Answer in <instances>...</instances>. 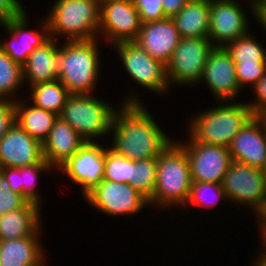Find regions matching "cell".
Masks as SVG:
<instances>
[{"label": "cell", "mask_w": 266, "mask_h": 266, "mask_svg": "<svg viewBox=\"0 0 266 266\" xmlns=\"http://www.w3.org/2000/svg\"><path fill=\"white\" fill-rule=\"evenodd\" d=\"M132 94V95H131ZM114 112L112 146L116 153L130 160L158 158L174 140L142 104L138 93L130 92Z\"/></svg>", "instance_id": "cell-1"}, {"label": "cell", "mask_w": 266, "mask_h": 266, "mask_svg": "<svg viewBox=\"0 0 266 266\" xmlns=\"http://www.w3.org/2000/svg\"><path fill=\"white\" fill-rule=\"evenodd\" d=\"M241 101H215L216 107L191 114L186 132L200 143L229 148L238 132L254 117L247 101Z\"/></svg>", "instance_id": "cell-2"}, {"label": "cell", "mask_w": 266, "mask_h": 266, "mask_svg": "<svg viewBox=\"0 0 266 266\" xmlns=\"http://www.w3.org/2000/svg\"><path fill=\"white\" fill-rule=\"evenodd\" d=\"M100 39L60 43L58 80L70 94H94L101 75ZM101 54V55H100ZM97 82V83H96Z\"/></svg>", "instance_id": "cell-3"}, {"label": "cell", "mask_w": 266, "mask_h": 266, "mask_svg": "<svg viewBox=\"0 0 266 266\" xmlns=\"http://www.w3.org/2000/svg\"><path fill=\"white\" fill-rule=\"evenodd\" d=\"M191 184L186 151L174 139L157 158L156 185L148 204L158 209H180L188 200Z\"/></svg>", "instance_id": "cell-4"}, {"label": "cell", "mask_w": 266, "mask_h": 266, "mask_svg": "<svg viewBox=\"0 0 266 266\" xmlns=\"http://www.w3.org/2000/svg\"><path fill=\"white\" fill-rule=\"evenodd\" d=\"M101 0H55L46 20L50 38L66 41L99 39ZM64 36V37H63Z\"/></svg>", "instance_id": "cell-5"}, {"label": "cell", "mask_w": 266, "mask_h": 266, "mask_svg": "<svg viewBox=\"0 0 266 266\" xmlns=\"http://www.w3.org/2000/svg\"><path fill=\"white\" fill-rule=\"evenodd\" d=\"M100 99L95 94H70L58 117L68 123L85 141L97 142L110 133L117 109L106 100Z\"/></svg>", "instance_id": "cell-6"}, {"label": "cell", "mask_w": 266, "mask_h": 266, "mask_svg": "<svg viewBox=\"0 0 266 266\" xmlns=\"http://www.w3.org/2000/svg\"><path fill=\"white\" fill-rule=\"evenodd\" d=\"M213 49L214 46L208 38H181L166 65L169 86L199 85L208 56Z\"/></svg>", "instance_id": "cell-7"}, {"label": "cell", "mask_w": 266, "mask_h": 266, "mask_svg": "<svg viewBox=\"0 0 266 266\" xmlns=\"http://www.w3.org/2000/svg\"><path fill=\"white\" fill-rule=\"evenodd\" d=\"M112 47L121 59V65L137 85L155 95L169 93L171 88L164 64L152 58L134 41L116 43Z\"/></svg>", "instance_id": "cell-8"}, {"label": "cell", "mask_w": 266, "mask_h": 266, "mask_svg": "<svg viewBox=\"0 0 266 266\" xmlns=\"http://www.w3.org/2000/svg\"><path fill=\"white\" fill-rule=\"evenodd\" d=\"M247 1V9H243L239 1L210 0L209 37L214 47H225L231 41L247 34L251 26L248 13L254 17L253 0ZM252 1V2H251Z\"/></svg>", "instance_id": "cell-9"}, {"label": "cell", "mask_w": 266, "mask_h": 266, "mask_svg": "<svg viewBox=\"0 0 266 266\" xmlns=\"http://www.w3.org/2000/svg\"><path fill=\"white\" fill-rule=\"evenodd\" d=\"M228 202L249 208L253 213L266 197V177L262 169L232 161L222 182ZM241 205V206H240Z\"/></svg>", "instance_id": "cell-10"}, {"label": "cell", "mask_w": 266, "mask_h": 266, "mask_svg": "<svg viewBox=\"0 0 266 266\" xmlns=\"http://www.w3.org/2000/svg\"><path fill=\"white\" fill-rule=\"evenodd\" d=\"M187 137L185 142H177L186 151L192 181L222 184L233 161L229 148L200 143L189 134Z\"/></svg>", "instance_id": "cell-11"}, {"label": "cell", "mask_w": 266, "mask_h": 266, "mask_svg": "<svg viewBox=\"0 0 266 266\" xmlns=\"http://www.w3.org/2000/svg\"><path fill=\"white\" fill-rule=\"evenodd\" d=\"M84 200L94 209L110 216H134L149 206L130 184L103 180Z\"/></svg>", "instance_id": "cell-12"}, {"label": "cell", "mask_w": 266, "mask_h": 266, "mask_svg": "<svg viewBox=\"0 0 266 266\" xmlns=\"http://www.w3.org/2000/svg\"><path fill=\"white\" fill-rule=\"evenodd\" d=\"M141 29L139 13L133 2L101 0L99 35L110 45L135 41Z\"/></svg>", "instance_id": "cell-13"}, {"label": "cell", "mask_w": 266, "mask_h": 266, "mask_svg": "<svg viewBox=\"0 0 266 266\" xmlns=\"http://www.w3.org/2000/svg\"><path fill=\"white\" fill-rule=\"evenodd\" d=\"M105 150L99 141L87 142L58 170L80 187L84 198L103 181Z\"/></svg>", "instance_id": "cell-14"}, {"label": "cell", "mask_w": 266, "mask_h": 266, "mask_svg": "<svg viewBox=\"0 0 266 266\" xmlns=\"http://www.w3.org/2000/svg\"><path fill=\"white\" fill-rule=\"evenodd\" d=\"M28 12L22 16L0 24L8 39L0 41V48L17 64L23 66L29 55L50 39L46 17L40 29H29ZM10 35V36H9Z\"/></svg>", "instance_id": "cell-15"}, {"label": "cell", "mask_w": 266, "mask_h": 266, "mask_svg": "<svg viewBox=\"0 0 266 266\" xmlns=\"http://www.w3.org/2000/svg\"><path fill=\"white\" fill-rule=\"evenodd\" d=\"M205 82L216 101H236L241 96L235 63L224 47H214L208 56L200 82Z\"/></svg>", "instance_id": "cell-16"}, {"label": "cell", "mask_w": 266, "mask_h": 266, "mask_svg": "<svg viewBox=\"0 0 266 266\" xmlns=\"http://www.w3.org/2000/svg\"><path fill=\"white\" fill-rule=\"evenodd\" d=\"M43 160L42 143L15 121L0 139V168L32 166Z\"/></svg>", "instance_id": "cell-17"}, {"label": "cell", "mask_w": 266, "mask_h": 266, "mask_svg": "<svg viewBox=\"0 0 266 266\" xmlns=\"http://www.w3.org/2000/svg\"><path fill=\"white\" fill-rule=\"evenodd\" d=\"M180 40L181 36L174 21L165 18L141 24L140 32L134 42L152 58L166 66Z\"/></svg>", "instance_id": "cell-18"}, {"label": "cell", "mask_w": 266, "mask_h": 266, "mask_svg": "<svg viewBox=\"0 0 266 266\" xmlns=\"http://www.w3.org/2000/svg\"><path fill=\"white\" fill-rule=\"evenodd\" d=\"M233 161L262 169L266 162V135L253 117L235 136L229 146Z\"/></svg>", "instance_id": "cell-19"}, {"label": "cell", "mask_w": 266, "mask_h": 266, "mask_svg": "<svg viewBox=\"0 0 266 266\" xmlns=\"http://www.w3.org/2000/svg\"><path fill=\"white\" fill-rule=\"evenodd\" d=\"M84 143L85 140L68 123L58 117L49 136L42 143L43 158L54 170H58Z\"/></svg>", "instance_id": "cell-20"}, {"label": "cell", "mask_w": 266, "mask_h": 266, "mask_svg": "<svg viewBox=\"0 0 266 266\" xmlns=\"http://www.w3.org/2000/svg\"><path fill=\"white\" fill-rule=\"evenodd\" d=\"M60 42L50 38L41 47L36 48L22 66L24 85L33 86L39 83L52 82L58 79L60 69Z\"/></svg>", "instance_id": "cell-21"}, {"label": "cell", "mask_w": 266, "mask_h": 266, "mask_svg": "<svg viewBox=\"0 0 266 266\" xmlns=\"http://www.w3.org/2000/svg\"><path fill=\"white\" fill-rule=\"evenodd\" d=\"M40 238L29 235L0 240V266H40L48 258Z\"/></svg>", "instance_id": "cell-22"}, {"label": "cell", "mask_w": 266, "mask_h": 266, "mask_svg": "<svg viewBox=\"0 0 266 266\" xmlns=\"http://www.w3.org/2000/svg\"><path fill=\"white\" fill-rule=\"evenodd\" d=\"M41 207L28 202L23 208L0 216V240L18 239L29 235H40Z\"/></svg>", "instance_id": "cell-23"}, {"label": "cell", "mask_w": 266, "mask_h": 266, "mask_svg": "<svg viewBox=\"0 0 266 266\" xmlns=\"http://www.w3.org/2000/svg\"><path fill=\"white\" fill-rule=\"evenodd\" d=\"M171 19L181 38H208L210 0H189Z\"/></svg>", "instance_id": "cell-24"}, {"label": "cell", "mask_w": 266, "mask_h": 266, "mask_svg": "<svg viewBox=\"0 0 266 266\" xmlns=\"http://www.w3.org/2000/svg\"><path fill=\"white\" fill-rule=\"evenodd\" d=\"M19 98L14 101L15 121L31 137L43 143L49 136L58 115L34 106L26 98L22 99L21 96Z\"/></svg>", "instance_id": "cell-25"}, {"label": "cell", "mask_w": 266, "mask_h": 266, "mask_svg": "<svg viewBox=\"0 0 266 266\" xmlns=\"http://www.w3.org/2000/svg\"><path fill=\"white\" fill-rule=\"evenodd\" d=\"M30 93L29 102L34 106L51 111L58 116L69 97L70 93L66 87L57 79L52 82L35 84L28 88Z\"/></svg>", "instance_id": "cell-26"}, {"label": "cell", "mask_w": 266, "mask_h": 266, "mask_svg": "<svg viewBox=\"0 0 266 266\" xmlns=\"http://www.w3.org/2000/svg\"><path fill=\"white\" fill-rule=\"evenodd\" d=\"M22 66L15 63L0 48V99L18 100L17 93L24 89Z\"/></svg>", "instance_id": "cell-27"}, {"label": "cell", "mask_w": 266, "mask_h": 266, "mask_svg": "<svg viewBox=\"0 0 266 266\" xmlns=\"http://www.w3.org/2000/svg\"><path fill=\"white\" fill-rule=\"evenodd\" d=\"M224 48L234 63H266V49L253 37L251 30Z\"/></svg>", "instance_id": "cell-28"}, {"label": "cell", "mask_w": 266, "mask_h": 266, "mask_svg": "<svg viewBox=\"0 0 266 266\" xmlns=\"http://www.w3.org/2000/svg\"><path fill=\"white\" fill-rule=\"evenodd\" d=\"M157 158L132 160L129 184L148 202L152 199L156 185Z\"/></svg>", "instance_id": "cell-29"}, {"label": "cell", "mask_w": 266, "mask_h": 266, "mask_svg": "<svg viewBox=\"0 0 266 266\" xmlns=\"http://www.w3.org/2000/svg\"><path fill=\"white\" fill-rule=\"evenodd\" d=\"M221 200L228 201L222 184L192 181L190 194L185 205L188 208L190 203V207L209 209L213 206L215 208Z\"/></svg>", "instance_id": "cell-30"}, {"label": "cell", "mask_w": 266, "mask_h": 266, "mask_svg": "<svg viewBox=\"0 0 266 266\" xmlns=\"http://www.w3.org/2000/svg\"><path fill=\"white\" fill-rule=\"evenodd\" d=\"M52 170L54 171L45 160L32 166L20 167V186L23 189V197L28 202H34L41 207L43 201L41 193L36 187V181L41 173L48 172V174H52Z\"/></svg>", "instance_id": "cell-31"}, {"label": "cell", "mask_w": 266, "mask_h": 266, "mask_svg": "<svg viewBox=\"0 0 266 266\" xmlns=\"http://www.w3.org/2000/svg\"><path fill=\"white\" fill-rule=\"evenodd\" d=\"M131 173L132 160L123 157L109 147L106 148L103 180L129 184Z\"/></svg>", "instance_id": "cell-32"}, {"label": "cell", "mask_w": 266, "mask_h": 266, "mask_svg": "<svg viewBox=\"0 0 266 266\" xmlns=\"http://www.w3.org/2000/svg\"><path fill=\"white\" fill-rule=\"evenodd\" d=\"M236 78L241 89L252 87L265 75L266 63H235Z\"/></svg>", "instance_id": "cell-33"}, {"label": "cell", "mask_w": 266, "mask_h": 266, "mask_svg": "<svg viewBox=\"0 0 266 266\" xmlns=\"http://www.w3.org/2000/svg\"><path fill=\"white\" fill-rule=\"evenodd\" d=\"M28 201L19 193L10 189L9 182L0 173V216L23 208Z\"/></svg>", "instance_id": "cell-34"}, {"label": "cell", "mask_w": 266, "mask_h": 266, "mask_svg": "<svg viewBox=\"0 0 266 266\" xmlns=\"http://www.w3.org/2000/svg\"><path fill=\"white\" fill-rule=\"evenodd\" d=\"M141 24L165 19V13L161 0H135Z\"/></svg>", "instance_id": "cell-35"}, {"label": "cell", "mask_w": 266, "mask_h": 266, "mask_svg": "<svg viewBox=\"0 0 266 266\" xmlns=\"http://www.w3.org/2000/svg\"><path fill=\"white\" fill-rule=\"evenodd\" d=\"M20 0H0V24L16 19L25 12V6Z\"/></svg>", "instance_id": "cell-36"}, {"label": "cell", "mask_w": 266, "mask_h": 266, "mask_svg": "<svg viewBox=\"0 0 266 266\" xmlns=\"http://www.w3.org/2000/svg\"><path fill=\"white\" fill-rule=\"evenodd\" d=\"M14 122V101L8 99H0V139L7 133L9 127Z\"/></svg>", "instance_id": "cell-37"}, {"label": "cell", "mask_w": 266, "mask_h": 266, "mask_svg": "<svg viewBox=\"0 0 266 266\" xmlns=\"http://www.w3.org/2000/svg\"><path fill=\"white\" fill-rule=\"evenodd\" d=\"M254 100H248L247 104L255 114L260 109L266 108V73L265 75L252 87Z\"/></svg>", "instance_id": "cell-38"}, {"label": "cell", "mask_w": 266, "mask_h": 266, "mask_svg": "<svg viewBox=\"0 0 266 266\" xmlns=\"http://www.w3.org/2000/svg\"><path fill=\"white\" fill-rule=\"evenodd\" d=\"M0 173L9 182L11 190L23 196V189L20 186V167L0 168Z\"/></svg>", "instance_id": "cell-39"}, {"label": "cell", "mask_w": 266, "mask_h": 266, "mask_svg": "<svg viewBox=\"0 0 266 266\" xmlns=\"http://www.w3.org/2000/svg\"><path fill=\"white\" fill-rule=\"evenodd\" d=\"M189 0H161L166 18L176 15Z\"/></svg>", "instance_id": "cell-40"}, {"label": "cell", "mask_w": 266, "mask_h": 266, "mask_svg": "<svg viewBox=\"0 0 266 266\" xmlns=\"http://www.w3.org/2000/svg\"><path fill=\"white\" fill-rule=\"evenodd\" d=\"M255 214V215H254ZM255 218L257 219V228L258 232H260L259 236L261 237L266 232V197L262 200L261 205L259 208L253 213Z\"/></svg>", "instance_id": "cell-41"}, {"label": "cell", "mask_w": 266, "mask_h": 266, "mask_svg": "<svg viewBox=\"0 0 266 266\" xmlns=\"http://www.w3.org/2000/svg\"><path fill=\"white\" fill-rule=\"evenodd\" d=\"M256 256L254 261H252L253 263L251 266H266V248L263 245H261L258 254H256Z\"/></svg>", "instance_id": "cell-42"}, {"label": "cell", "mask_w": 266, "mask_h": 266, "mask_svg": "<svg viewBox=\"0 0 266 266\" xmlns=\"http://www.w3.org/2000/svg\"><path fill=\"white\" fill-rule=\"evenodd\" d=\"M254 118L261 124L264 134L266 135V108L258 110L254 114Z\"/></svg>", "instance_id": "cell-43"}, {"label": "cell", "mask_w": 266, "mask_h": 266, "mask_svg": "<svg viewBox=\"0 0 266 266\" xmlns=\"http://www.w3.org/2000/svg\"><path fill=\"white\" fill-rule=\"evenodd\" d=\"M258 24H260L262 27L261 29H264L263 31H266V12H254V18ZM266 33V32H265Z\"/></svg>", "instance_id": "cell-44"}, {"label": "cell", "mask_w": 266, "mask_h": 266, "mask_svg": "<svg viewBox=\"0 0 266 266\" xmlns=\"http://www.w3.org/2000/svg\"><path fill=\"white\" fill-rule=\"evenodd\" d=\"M254 12H266V0H253Z\"/></svg>", "instance_id": "cell-45"}, {"label": "cell", "mask_w": 266, "mask_h": 266, "mask_svg": "<svg viewBox=\"0 0 266 266\" xmlns=\"http://www.w3.org/2000/svg\"><path fill=\"white\" fill-rule=\"evenodd\" d=\"M260 238V243L266 248V232Z\"/></svg>", "instance_id": "cell-46"}, {"label": "cell", "mask_w": 266, "mask_h": 266, "mask_svg": "<svg viewBox=\"0 0 266 266\" xmlns=\"http://www.w3.org/2000/svg\"><path fill=\"white\" fill-rule=\"evenodd\" d=\"M262 172L264 173V175H265V177H266V162H265L264 167L262 168Z\"/></svg>", "instance_id": "cell-47"}, {"label": "cell", "mask_w": 266, "mask_h": 266, "mask_svg": "<svg viewBox=\"0 0 266 266\" xmlns=\"http://www.w3.org/2000/svg\"><path fill=\"white\" fill-rule=\"evenodd\" d=\"M121 1H130V2H134L135 0H121Z\"/></svg>", "instance_id": "cell-48"}]
</instances>
